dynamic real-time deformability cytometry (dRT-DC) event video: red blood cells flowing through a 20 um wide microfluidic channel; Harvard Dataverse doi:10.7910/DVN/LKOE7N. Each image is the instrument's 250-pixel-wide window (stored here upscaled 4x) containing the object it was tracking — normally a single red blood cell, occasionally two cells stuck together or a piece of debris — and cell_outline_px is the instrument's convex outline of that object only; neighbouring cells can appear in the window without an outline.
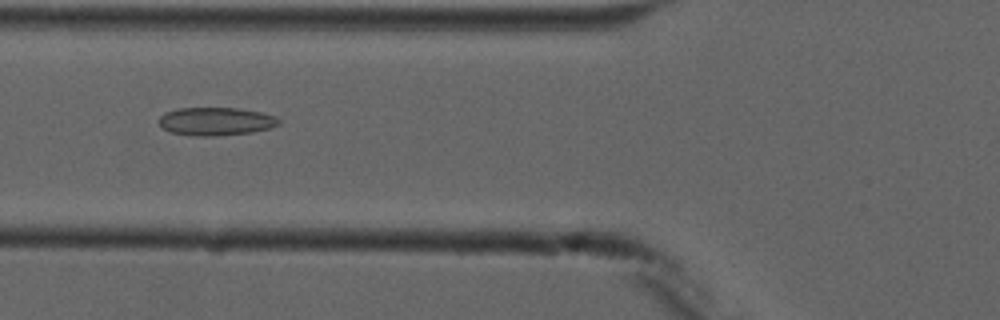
{"species": "common noctule bat (a hibernating species)", "species_latin": "Nyctalus noctula", "temperature_condition": "cold", "stored_images_in_passage": 7, "camera_frame_rate_fps": 3000, "um_per_image_px": 0.085, "animal": {"sex": "male", "forearm_length_mm": 52.5}, "frame": {"image": 1, "passage_image": 5, "time_ms": 5.333, "image_size_px": [1000, 320], "cell_outline_px": [[280, 124], [268, 128], [252, 132], [212, 136], [196, 136], [172, 132], [164, 128], [160, 124], [160, 116], [164, 112], [176, 108], [236, 108], [260, 112], [276, 116], [280, 120]], "centroid_in_image_um": [18.35, 10.31], "position_along_channel_um": 107.4, "area_um2": 19.48}}
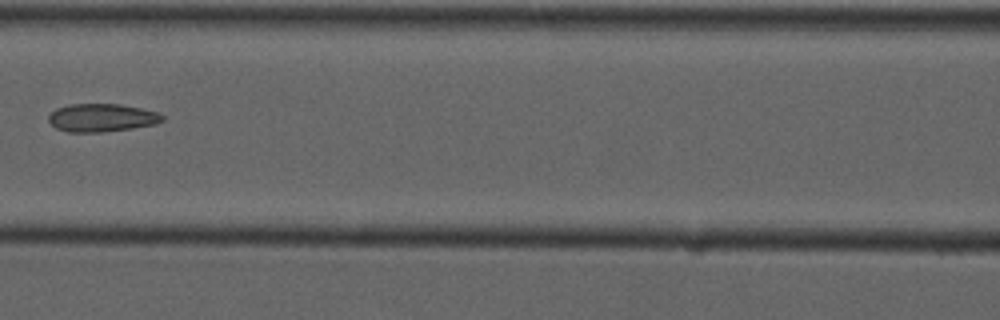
{"frame": {"image": 2, "passage_image": 6, "time_ms": 6.667, "image_size_px": [1000, 320], "cell_outline_px": [[164, 120], [156, 124], [132, 128], [104, 132], [68, 132], [56, 128], [48, 120], [48, 116], [56, 108], [68, 104], [120, 104], [160, 112], [164, 116]], "centroid_in_image_um": [8.67, 10.0], "position_along_channel_um": 157.9, "area_um2": 18.73}}
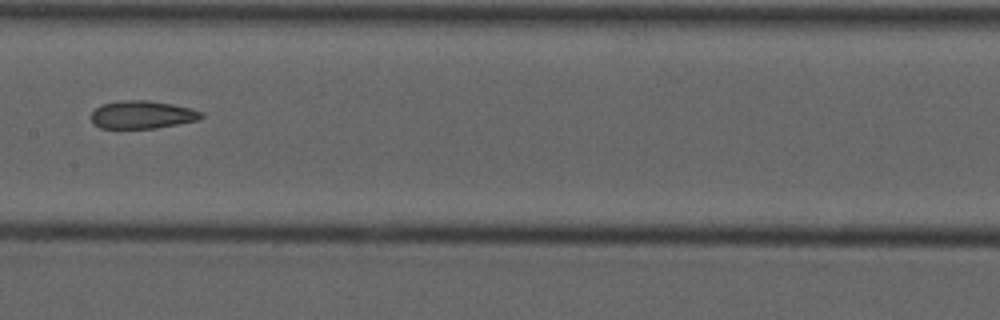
{"frame": {"image": 3, "passage_image": 7, "time_ms": 7.667, "image_size_px": [1000, 320], "cell_outline_px": [[204, 116], [200, 120], [156, 128], [100, 128], [92, 124], [92, 112], [100, 104], [124, 100], [148, 100], [172, 104], [192, 108], [204, 112]], "centroid_in_image_um": [12.12, 9.75], "position_along_channel_um": 195.3, "area_um2": 18.09}}